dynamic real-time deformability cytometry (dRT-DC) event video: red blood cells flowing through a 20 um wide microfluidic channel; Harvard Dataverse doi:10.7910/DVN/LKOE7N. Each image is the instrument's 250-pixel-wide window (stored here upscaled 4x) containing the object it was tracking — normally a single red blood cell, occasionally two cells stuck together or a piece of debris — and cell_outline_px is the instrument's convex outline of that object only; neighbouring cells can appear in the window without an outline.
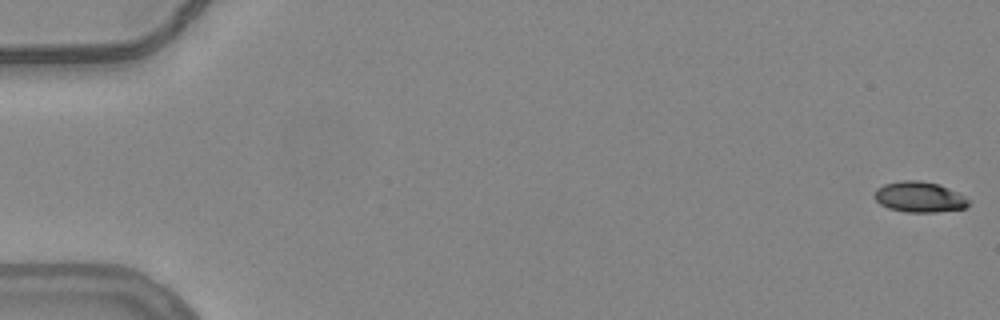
{"species": "common noctule bat (a hibernating species)", "species_latin": "Nyctalus noctula", "temperature_condition": "warm", "stored_images_in_passage": 20, "camera_frame_rate_fps": 3000, "um_per_image_px": 0.085, "animal": {"sex": "female", "body_mass_g": 24.6, "forearm_length_mm": 56.2}, "frame": {"image": 1, "passage_image": 1, "time_ms": 0.0, "image_size_px": [1000, 320], "cell_outline_px": [[968, 204], [964, 208], [936, 212], [904, 212], [888, 208], [880, 204], [872, 196], [876, 188], [884, 184], [900, 180], [920, 180], [940, 184], [964, 196], [968, 200]], "centroid_in_image_um": [78.09, 16.73], "position_along_channel_um": 6.9, "area_um2": 16.88}}
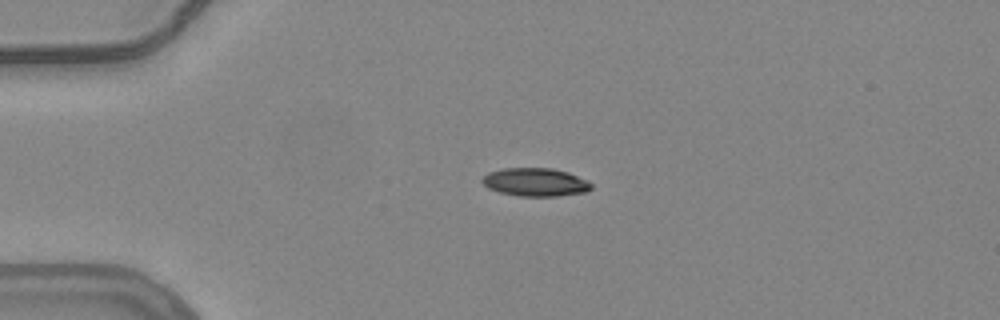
{"frame": {"image": 2, "passage_image": 14, "time_ms": 4.333, "image_size_px": [1000, 320], "cell_outline_px": [[592, 188], [588, 192], [556, 196], [520, 196], [500, 192], [488, 188], [480, 180], [488, 172], [500, 168], [552, 168], [568, 172], [588, 180], [592, 184]], "centroid_in_image_um": [45.52, 15.48], "position_along_channel_um": 39.5, "area_um2": 18.09}}